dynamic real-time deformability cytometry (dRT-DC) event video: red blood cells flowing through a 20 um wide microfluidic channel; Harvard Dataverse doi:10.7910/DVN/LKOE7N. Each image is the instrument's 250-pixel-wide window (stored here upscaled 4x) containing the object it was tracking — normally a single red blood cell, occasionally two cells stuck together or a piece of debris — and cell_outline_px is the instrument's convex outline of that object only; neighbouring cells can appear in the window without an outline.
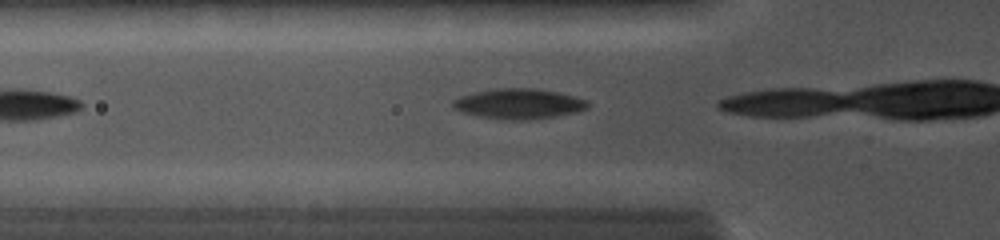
{"species": "common noctule bat (a hibernating species)", "species_latin": "Nyctalus noctula", "temperature_condition": "cold", "stored_images_in_passage": 3, "camera_frame_rate_fps": 5000, "um_per_image_px": 0.085, "animal": {"sex": "female", "body_mass_g": 19.0, "forearm_length_mm": 56.7}, "frame": {"image": 1, "passage_image": 2, "time_ms": 0.2, "image_size_px": [1000, 240], "cell_outline_px": [[592, 104], [588, 108], [576, 112], [556, 116], [524, 120], [512, 120], [480, 116], [464, 112], [452, 108], [452, 100], [460, 96], [476, 92], [496, 88], [532, 88], [556, 92], [588, 100]], "centroid_in_image_um": [44.12, 8.82], "position_along_channel_um": 81.7, "area_um2": 23.58}}